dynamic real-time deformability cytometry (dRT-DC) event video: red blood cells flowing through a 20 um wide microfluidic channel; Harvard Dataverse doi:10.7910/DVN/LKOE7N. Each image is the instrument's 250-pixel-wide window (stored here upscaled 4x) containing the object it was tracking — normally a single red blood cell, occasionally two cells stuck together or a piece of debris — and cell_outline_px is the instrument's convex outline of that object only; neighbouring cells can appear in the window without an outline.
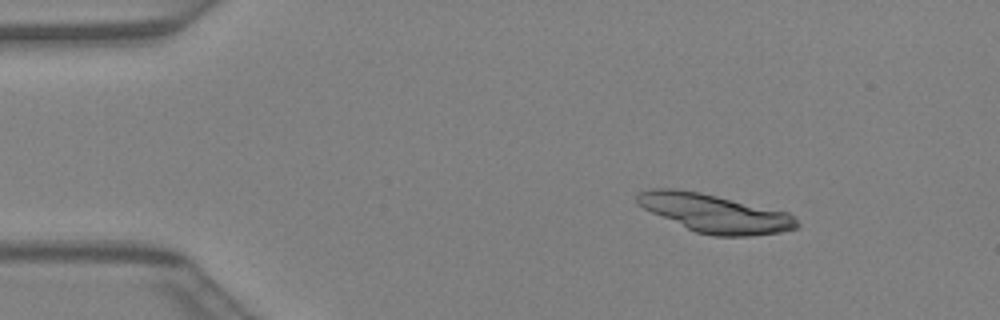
{"species": "Egyptian fruit bat (a non-hibernating species)", "species_latin": "Rousettus aegyptiacus", "temperature_condition": "warm", "stored_images_in_passage": 30, "camera_frame_rate_fps": 3000, "um_per_image_px": 0.085, "animal": {"sex": "female"}, "frame": {"image": 1, "passage_image": 1, "time_ms": 0.0, "image_size_px": [1000, 320], "cell_outline_px": [[800, 228], [780, 232], [748, 236], [712, 236], [696, 232], [652, 212], [636, 204], [636, 196], [640, 192], [652, 188], [676, 188], [700, 192], [788, 212], [800, 224]], "centroid_in_image_um": [60.76, 18.12], "position_along_channel_um": 24.2, "area_um2": 35.43}}
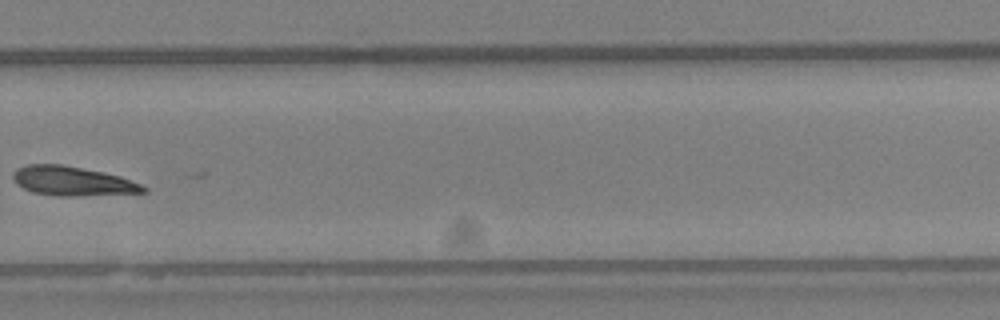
{"frame": {"image": 2, "passage_image": 25, "time_ms": 8.0, "image_size_px": [1000, 320], "cell_outline_px": [[148, 192], [80, 196], [56, 196], [32, 192], [16, 184], [12, 176], [12, 172], [16, 168], [28, 164], [64, 164], [120, 176], [140, 184], [148, 188]], "centroid_in_image_um": [6.13, 15.39], "position_along_channel_um": 323.7, "area_um2": 22.37}}